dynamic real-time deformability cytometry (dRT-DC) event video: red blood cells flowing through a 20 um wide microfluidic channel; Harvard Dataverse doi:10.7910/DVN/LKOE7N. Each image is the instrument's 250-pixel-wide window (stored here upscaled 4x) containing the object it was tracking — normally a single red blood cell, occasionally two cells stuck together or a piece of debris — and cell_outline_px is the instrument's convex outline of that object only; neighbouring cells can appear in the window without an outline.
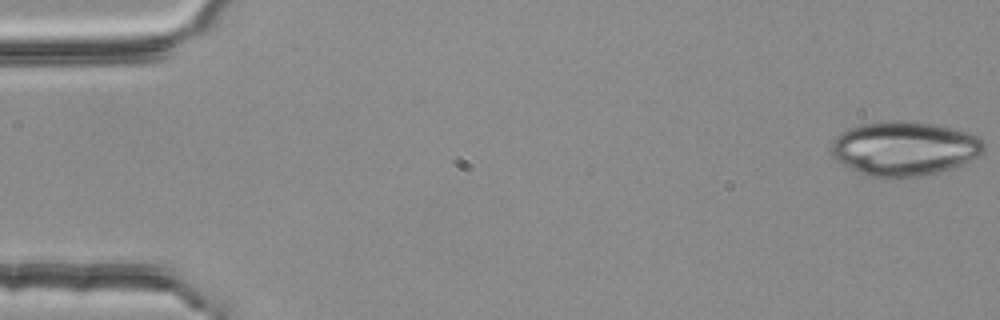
{"species": "common noctule bat (a hibernating species)", "species_latin": "Nyctalus noctula", "temperature_condition": "room temperature", "stored_images_in_passage": 4, "camera_frame_rate_fps": 3000, "um_per_image_px": 0.085, "animal": {"sex": "female", "body_mass_g": 25.1}, "frame": {"image": 1, "passage_image": 1, "time_ms": 0.0, "image_size_px": [1000, 320], "cell_outline_px": [[984, 152], [972, 160], [952, 168], [904, 180], [880, 180], [868, 176], [836, 160], [832, 156], [832, 144], [836, 136], [848, 128], [860, 124], [884, 120], [904, 120], [936, 124], [956, 128], [980, 136], [984, 140]], "centroid_in_image_um": [76.89, 12.64], "position_along_channel_um": 8.1, "area_um2": 49.42}}